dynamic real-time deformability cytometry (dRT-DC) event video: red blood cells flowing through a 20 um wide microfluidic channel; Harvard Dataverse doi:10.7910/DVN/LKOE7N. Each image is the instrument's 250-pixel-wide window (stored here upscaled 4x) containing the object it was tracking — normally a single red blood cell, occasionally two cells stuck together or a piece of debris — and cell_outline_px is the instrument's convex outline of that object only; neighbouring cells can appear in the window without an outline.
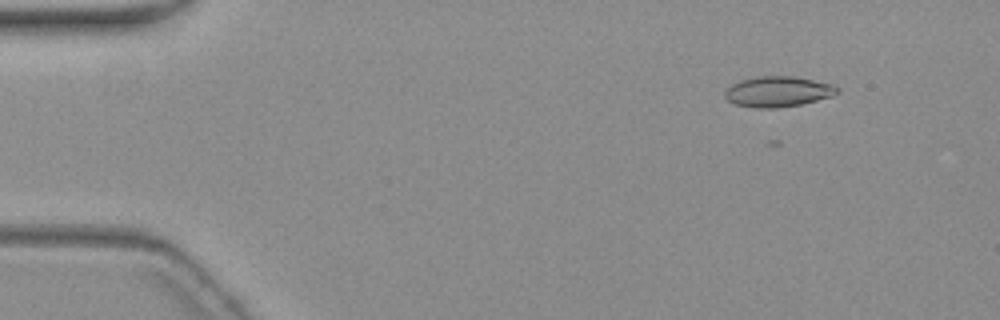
{"species": "common noctule bat (a hibernating species)", "species_latin": "Nyctalus noctula", "temperature_condition": "warm", "stored_images_in_passage": 6, "segment_of_instrument_passage": [1, 2], "camera_frame_rate_fps": 3000, "um_per_image_px": 0.085, "animal": {"sex": "female", "body_mass_g": 19.3, "forearm_length_mm": 54.1}, "frame": {"image": 1, "passage_image": 2, "time_ms": 1.333, "image_size_px": [1000, 320], "cell_outline_px": [[840, 92], [832, 96], [800, 104], [776, 108], [756, 108], [736, 104], [728, 100], [724, 96], [724, 92], [732, 84], [740, 80], [756, 76], [792, 76], [832, 84], [840, 88]], "centroid_in_image_um": [66.12, 7.78], "position_along_channel_um": 18.9, "area_um2": 19.88}}
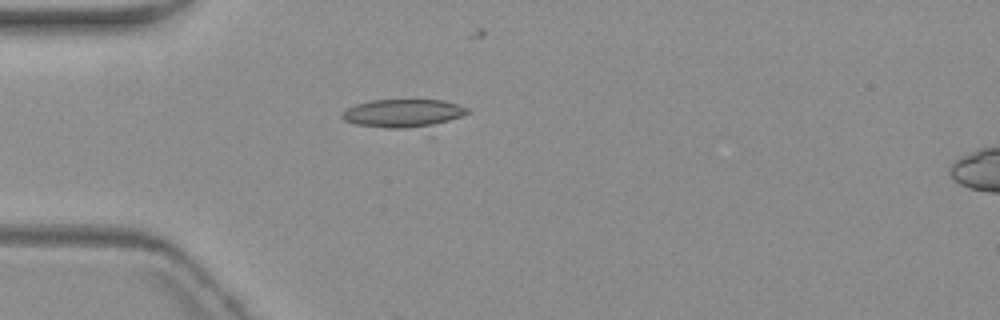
{"frame": {"image": 2, "passage_image": 5, "time_ms": 4.667, "image_size_px": [1000, 320], "cell_outline_px": [[468, 112], [432, 136], [352, 124], [344, 120], [340, 116], [348, 108], [356, 104], [372, 100], [444, 100], [468, 108]], "centroid_in_image_um": [34.47, 9.79], "position_along_channel_um": 50.5, "area_um2": 23.41}}